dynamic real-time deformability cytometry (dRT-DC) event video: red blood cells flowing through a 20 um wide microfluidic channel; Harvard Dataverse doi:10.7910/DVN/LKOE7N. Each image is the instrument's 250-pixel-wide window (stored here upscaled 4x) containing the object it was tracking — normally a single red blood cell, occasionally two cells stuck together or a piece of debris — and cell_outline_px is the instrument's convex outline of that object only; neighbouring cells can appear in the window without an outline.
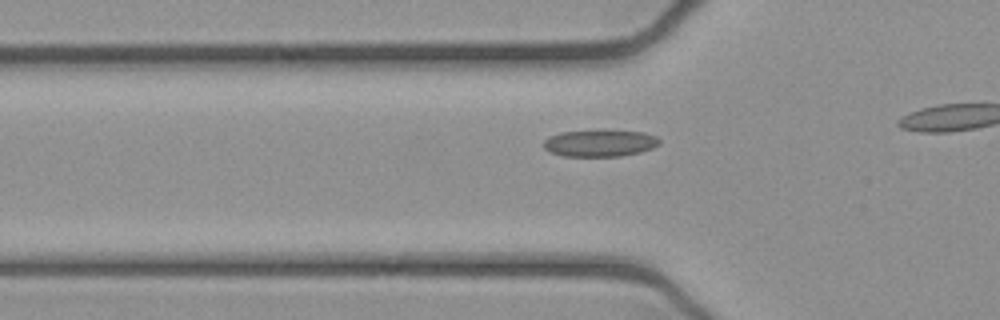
{"species": "common noctule bat (a hibernating species)", "species_latin": "Nyctalus noctula", "temperature_condition": "cold", "stored_images_in_passage": 19, "camera_frame_rate_fps": 3000, "um_per_image_px": 0.085, "animal": {"sex": "female", "body_mass_g": 21.9}, "frame": {"image": 1, "passage_image": 14, "time_ms": 4.333, "image_size_px": [1000, 320], "cell_outline_px": [[660, 144], [652, 148], [640, 152], [620, 156], [564, 156], [548, 152], [544, 148], [544, 140], [560, 132], [644, 132], [656, 136], [660, 140]], "centroid_in_image_um": [50.99, 12.2], "position_along_channel_um": 74.8, "area_um2": 17.51}}